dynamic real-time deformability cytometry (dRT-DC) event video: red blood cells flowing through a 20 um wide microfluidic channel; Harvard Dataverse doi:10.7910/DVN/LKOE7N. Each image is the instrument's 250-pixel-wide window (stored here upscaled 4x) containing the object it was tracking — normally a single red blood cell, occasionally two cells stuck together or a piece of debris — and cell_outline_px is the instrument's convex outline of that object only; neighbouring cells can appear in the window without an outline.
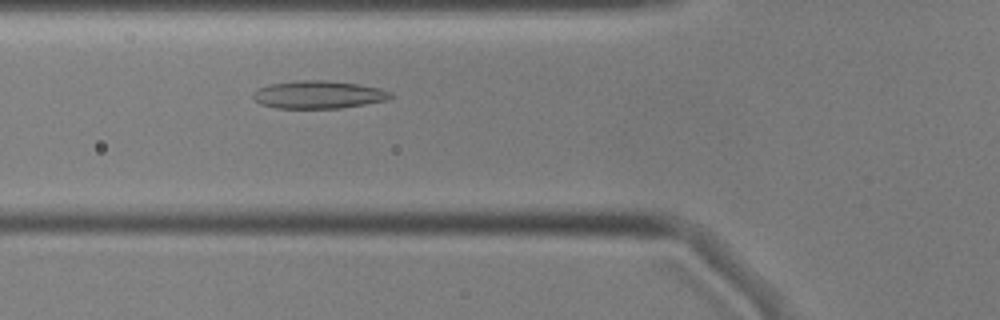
{"species": "common noctule bat (a hibernating species)", "species_latin": "Nyctalus noctula", "temperature_condition": "cold", "stored_images_in_passage": 38, "camera_frame_rate_fps": 3000, "um_per_image_px": 0.085, "animal": {"sex": "male", "body_mass_g": 17.9, "forearm_length_mm": 54.2}, "frame": {"image": 1, "passage_image": 7, "time_ms": 2.0, "image_size_px": [1000, 320], "cell_outline_px": [[396, 96], [388, 100], [340, 108], [276, 108], [260, 104], [252, 96], [252, 92], [256, 88], [272, 84], [300, 80], [324, 80], [360, 84], [380, 88], [392, 92]], "centroid_in_image_um": [27.1, 8.04], "position_along_channel_um": 98.7, "area_um2": 22.43}}
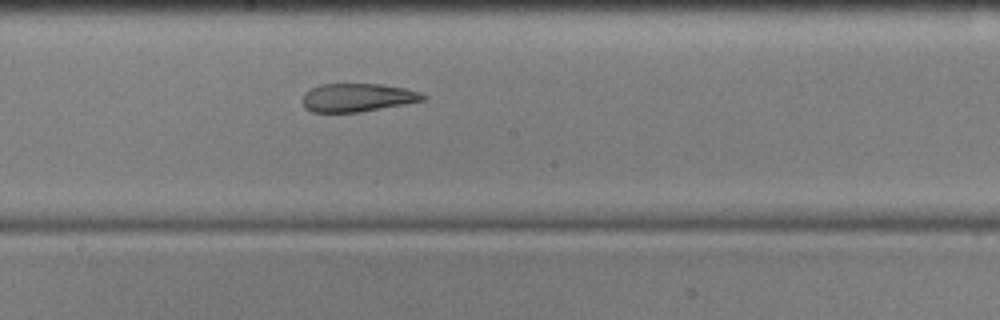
{"frame": {"image": 2, "passage_image": 17, "time_ms": 5.333, "image_size_px": [1000, 320], "cell_outline_px": [[428, 96], [424, 100], [404, 104], [360, 112], [312, 112], [304, 108], [304, 92], [320, 84], [380, 84], [404, 88], [420, 92]], "centroid_in_image_um": [30.39, 8.29], "position_along_channel_um": 217.8, "area_um2": 19.77}}
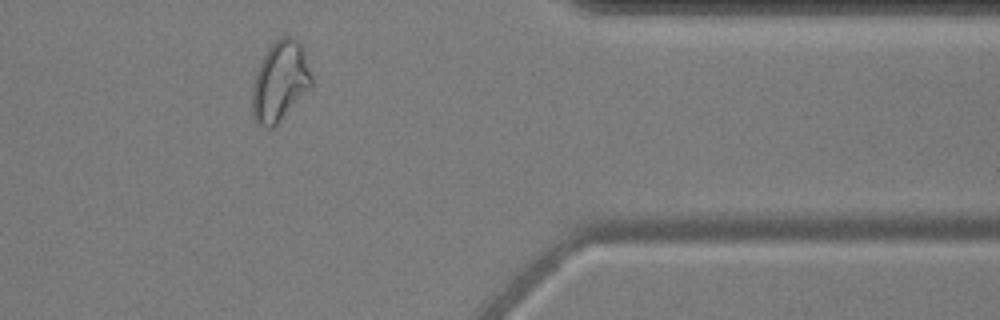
{"frame": {"image": 3, "passage_image": 33, "time_ms": 10.667, "image_size_px": [1000, 320], "cell_outline_px": [[312, 88], [272, 128], [264, 128], [256, 124], [252, 116], [252, 84], [260, 60], [268, 48], [280, 36], [292, 36], [300, 40], [312, 76]], "centroid_in_image_um": [23.79, 6.91], "position_along_channel_um": 387.6, "area_um2": 28.09}}